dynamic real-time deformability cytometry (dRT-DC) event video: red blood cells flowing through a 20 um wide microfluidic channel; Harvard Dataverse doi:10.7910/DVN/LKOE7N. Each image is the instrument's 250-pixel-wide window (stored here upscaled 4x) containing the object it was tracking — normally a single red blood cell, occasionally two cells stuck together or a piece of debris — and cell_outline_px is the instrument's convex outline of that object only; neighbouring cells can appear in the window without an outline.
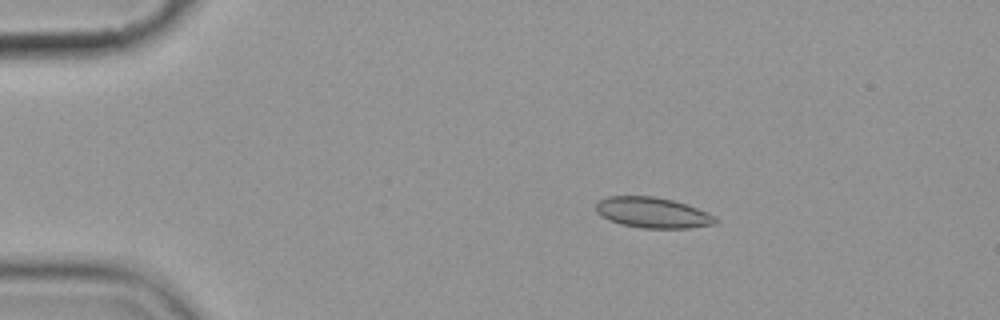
{"species": "common noctule bat (a hibernating species)", "species_latin": "Nyctalus noctula", "temperature_condition": "cold", "stored_images_in_passage": 3, "camera_frame_rate_fps": 3000, "um_per_image_px": 0.085, "animal": {"sex": "female", "body_mass_g": 19.9}, "frame": {"image": 1, "passage_image": 1, "time_ms": 0.0, "image_size_px": [1000, 320], "cell_outline_px": [[716, 224], [688, 228], [644, 228], [620, 224], [596, 212], [596, 204], [600, 200], [608, 196], [656, 196], [688, 204], [708, 212], [716, 216]], "centroid_in_image_um": [55.52, 18.07], "position_along_channel_um": 29.5, "area_um2": 21.27}}